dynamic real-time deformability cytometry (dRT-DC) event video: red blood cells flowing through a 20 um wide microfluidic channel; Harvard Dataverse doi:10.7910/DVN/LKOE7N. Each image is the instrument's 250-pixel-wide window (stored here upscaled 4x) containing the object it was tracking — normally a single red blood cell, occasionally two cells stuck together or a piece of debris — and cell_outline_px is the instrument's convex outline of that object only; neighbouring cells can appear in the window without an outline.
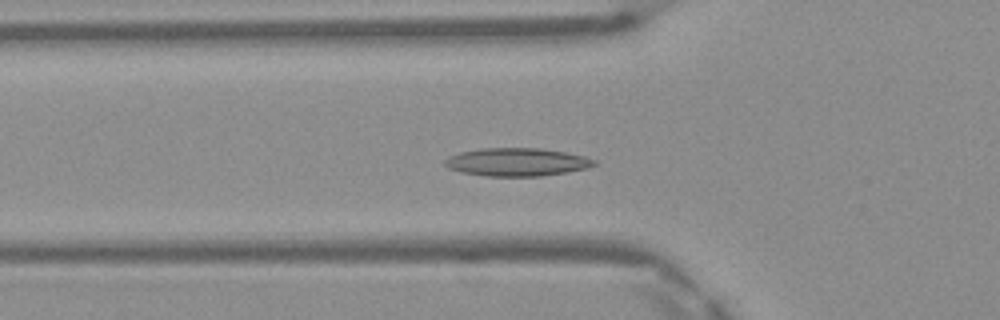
{"species": "Egyptian fruit bat (a non-hibernating species)", "species_latin": "Rousettus aegyptiacus", "temperature_condition": "warm", "stored_images_in_passage": 38, "camera_frame_rate_fps": 3000, "um_per_image_px": 0.085, "frame": {"image": 1, "passage_image": 5, "time_ms": 1.333, "image_size_px": [1000, 320], "cell_outline_px": [[596, 164], [588, 168], [568, 172], [540, 176], [484, 176], [460, 172], [448, 168], [444, 164], [444, 160], [448, 156], [460, 152], [484, 148], [540, 148], [564, 152], [584, 156], [596, 160]], "centroid_in_image_um": [43.92, 13.78], "position_along_channel_um": 81.9, "area_um2": 24.51}}
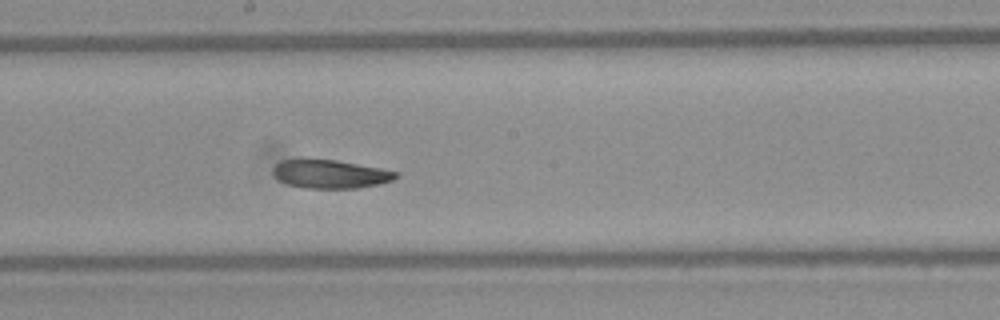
{"frame": {"image": 2, "passage_image": 15, "time_ms": 4.667, "image_size_px": [1000, 320], "cell_outline_px": [[400, 176], [392, 180], [380, 184], [356, 188], [304, 188], [288, 184], [280, 180], [272, 172], [272, 168], [280, 160], [304, 156], [336, 160], [380, 168], [400, 172]], "centroid_in_image_um": [28.04, 14.75], "position_along_channel_um": 220.2, "area_um2": 21.04}}
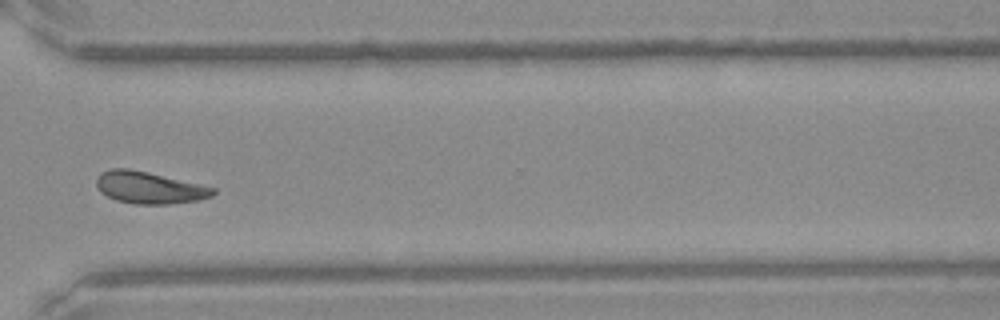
{"frame": {"image": 3, "passage_image": 25, "time_ms": 8.0, "image_size_px": [1000, 320], "cell_outline_px": [[216, 192], [212, 196], [200, 200], [168, 204], [136, 204], [116, 200], [100, 192], [96, 184], [96, 180], [100, 172], [108, 168], [128, 168], [148, 172], [216, 188]], "centroid_in_image_um": [12.67, 15.94], "position_along_channel_um": 357.9, "area_um2": 21.73}, "authors_computed_cell_mechanics": {"area_um2": 21.6172, "velocity_mm_per_s": 4.1228, "shape_relaxation_time_tau1_ms": 5.8363, "shape_relaxation_time_tau2_ms": 4.3299, "deformation_change_tau1": 0.1514, "deformation_change_tau2": 0.1002}}